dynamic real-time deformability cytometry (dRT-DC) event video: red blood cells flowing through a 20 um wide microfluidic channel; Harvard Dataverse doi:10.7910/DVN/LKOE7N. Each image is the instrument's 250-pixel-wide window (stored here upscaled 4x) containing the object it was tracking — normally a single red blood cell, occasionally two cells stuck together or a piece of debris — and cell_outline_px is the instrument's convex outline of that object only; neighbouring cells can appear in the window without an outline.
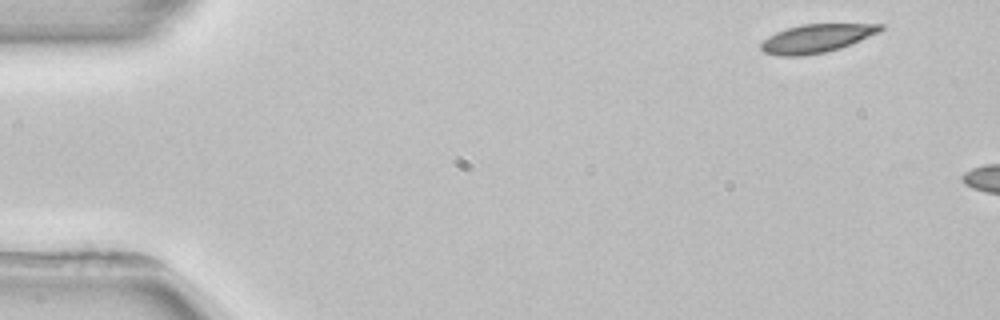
{"species": "common noctule bat (a hibernating species)", "species_latin": "Nyctalus noctula", "temperature_condition": "room temperature", "stored_images_in_passage": 3, "camera_frame_rate_fps": 3000, "um_per_image_px": 0.085, "animal": {"sex": "female", "body_mass_g": 22.7, "forearm_length_mm": 54.2}, "frame": {"image": 1, "passage_image": 1, "time_ms": 0.0, "image_size_px": [1000, 320], "cell_outline_px": [[884, 28], [880, 32], [840, 48], [824, 52], [800, 56], [780, 56], [764, 52], [760, 48], [760, 44], [768, 36], [776, 32], [788, 28], [804, 24], [884, 24]], "centroid_in_image_um": [69.4, 3.26], "position_along_channel_um": 15.6, "area_um2": 19.59}}